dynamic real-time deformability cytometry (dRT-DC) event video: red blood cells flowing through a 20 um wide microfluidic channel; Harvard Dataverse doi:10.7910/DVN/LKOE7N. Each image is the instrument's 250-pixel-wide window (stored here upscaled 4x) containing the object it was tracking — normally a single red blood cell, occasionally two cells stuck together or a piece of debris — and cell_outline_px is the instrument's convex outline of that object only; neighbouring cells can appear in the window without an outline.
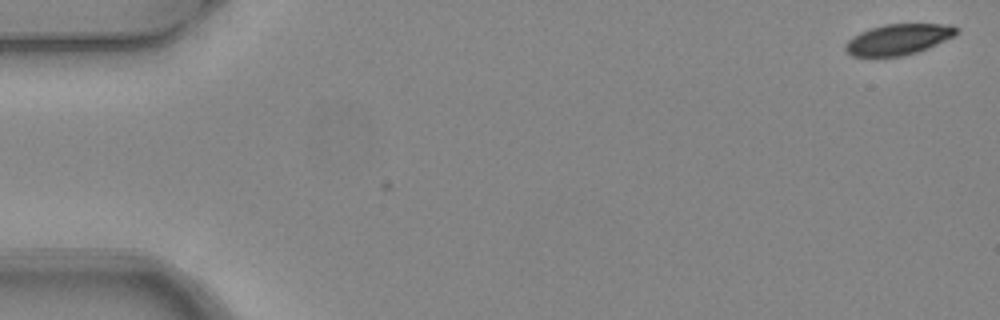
{"species": "common noctule bat (a hibernating species)", "species_latin": "Nyctalus noctula", "temperature_condition": "warm", "stored_images_in_passage": 5, "camera_frame_rate_fps": 3000, "um_per_image_px": 0.085, "animal": {"sex": "female", "body_mass_g": 24.6, "forearm_length_mm": 56.2}, "frame": {"image": 1, "passage_image": 1, "time_ms": 0.0, "image_size_px": [1000, 320], "cell_outline_px": [[960, 32], [956, 36], [928, 48], [904, 56], [852, 56], [844, 48], [844, 44], [852, 36], [860, 32], [884, 24], [952, 24], [960, 28]], "centroid_in_image_um": [76.42, 3.34], "position_along_channel_um": 8.6, "area_um2": 20.11}}
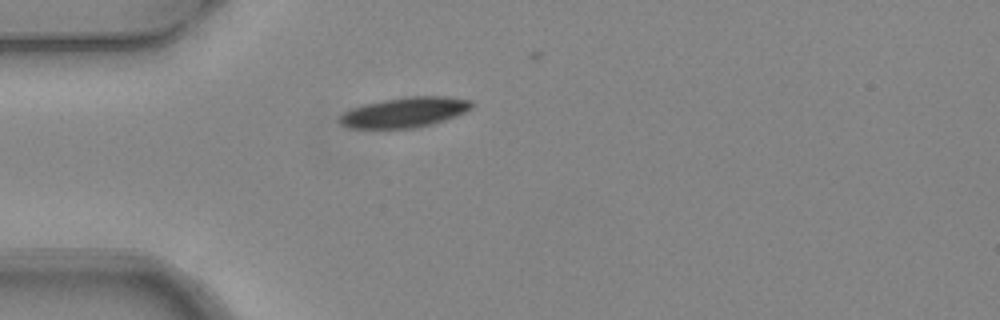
{"frame": {"image": 2, "passage_image": 5, "time_ms": 1.333, "image_size_px": [1000, 320], "cell_outline_px": [[472, 108], [464, 112], [444, 120], [432, 124], [416, 128], [348, 128], [340, 124], [336, 120], [344, 112], [352, 108], [364, 104], [404, 96], [444, 96], [472, 100]], "centroid_in_image_um": [34.37, 9.54], "position_along_channel_um": 50.6, "area_um2": 23.24}}